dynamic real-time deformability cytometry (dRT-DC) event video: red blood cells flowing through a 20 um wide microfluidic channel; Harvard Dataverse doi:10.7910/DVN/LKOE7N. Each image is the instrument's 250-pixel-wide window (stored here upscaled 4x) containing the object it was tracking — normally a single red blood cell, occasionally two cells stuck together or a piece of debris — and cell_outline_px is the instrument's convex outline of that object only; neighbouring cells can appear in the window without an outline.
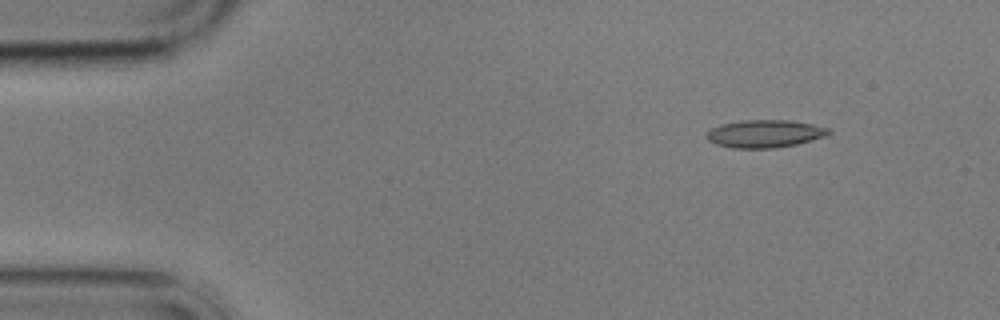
{"species": "common noctule bat (a hibernating species)", "species_latin": "Nyctalus noctula", "temperature_condition": "cold", "stored_images_in_passage": 3, "camera_frame_rate_fps": 3000, "um_per_image_px": 0.085, "animal": {"sex": "male", "body_mass_g": 17.9}, "frame": {"image": 1, "passage_image": 1, "time_ms": 0.0, "image_size_px": [1000, 320], "cell_outline_px": [[832, 132], [824, 136], [796, 144], [772, 148], [732, 148], [716, 144], [708, 140], [704, 136], [712, 128], [720, 124], [744, 120], [792, 120], [832, 128]], "centroid_in_image_um": [65.01, 11.35], "position_along_channel_um": 20.0, "area_um2": 19.71}}